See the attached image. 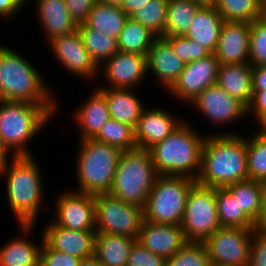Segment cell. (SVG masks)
<instances>
[{"mask_svg":"<svg viewBox=\"0 0 266 266\" xmlns=\"http://www.w3.org/2000/svg\"><path fill=\"white\" fill-rule=\"evenodd\" d=\"M168 0H151L129 17L148 28L157 37H164Z\"/></svg>","mask_w":266,"mask_h":266,"instance_id":"cell-37","label":"cell"},{"mask_svg":"<svg viewBox=\"0 0 266 266\" xmlns=\"http://www.w3.org/2000/svg\"><path fill=\"white\" fill-rule=\"evenodd\" d=\"M156 38L148 28L129 17L117 39L118 49L121 52L146 56Z\"/></svg>","mask_w":266,"mask_h":266,"instance_id":"cell-32","label":"cell"},{"mask_svg":"<svg viewBox=\"0 0 266 266\" xmlns=\"http://www.w3.org/2000/svg\"><path fill=\"white\" fill-rule=\"evenodd\" d=\"M98 72L105 76L108 87L99 88H123L135 89L147 76V59L145 55L131 54L118 51L105 60ZM102 68V69H100ZM146 75V76H145Z\"/></svg>","mask_w":266,"mask_h":266,"instance_id":"cell-14","label":"cell"},{"mask_svg":"<svg viewBox=\"0 0 266 266\" xmlns=\"http://www.w3.org/2000/svg\"><path fill=\"white\" fill-rule=\"evenodd\" d=\"M79 142L75 191L92 195L109 193L122 151L94 139Z\"/></svg>","mask_w":266,"mask_h":266,"instance_id":"cell-7","label":"cell"},{"mask_svg":"<svg viewBox=\"0 0 266 266\" xmlns=\"http://www.w3.org/2000/svg\"><path fill=\"white\" fill-rule=\"evenodd\" d=\"M9 149L5 146L4 142L0 138V168L6 165L10 160H8Z\"/></svg>","mask_w":266,"mask_h":266,"instance_id":"cell-50","label":"cell"},{"mask_svg":"<svg viewBox=\"0 0 266 266\" xmlns=\"http://www.w3.org/2000/svg\"><path fill=\"white\" fill-rule=\"evenodd\" d=\"M200 7L194 0H168L164 36H184Z\"/></svg>","mask_w":266,"mask_h":266,"instance_id":"cell-33","label":"cell"},{"mask_svg":"<svg viewBox=\"0 0 266 266\" xmlns=\"http://www.w3.org/2000/svg\"><path fill=\"white\" fill-rule=\"evenodd\" d=\"M263 16L266 18V8H264Z\"/></svg>","mask_w":266,"mask_h":266,"instance_id":"cell-57","label":"cell"},{"mask_svg":"<svg viewBox=\"0 0 266 266\" xmlns=\"http://www.w3.org/2000/svg\"><path fill=\"white\" fill-rule=\"evenodd\" d=\"M52 52L60 64L83 79H93L99 76L98 66L91 59L87 49L84 46L80 32L77 30L72 33L58 36L49 41Z\"/></svg>","mask_w":266,"mask_h":266,"instance_id":"cell-15","label":"cell"},{"mask_svg":"<svg viewBox=\"0 0 266 266\" xmlns=\"http://www.w3.org/2000/svg\"><path fill=\"white\" fill-rule=\"evenodd\" d=\"M6 176V195L18 225H35L44 198L42 175L34 156H12L0 168Z\"/></svg>","mask_w":266,"mask_h":266,"instance_id":"cell-2","label":"cell"},{"mask_svg":"<svg viewBox=\"0 0 266 266\" xmlns=\"http://www.w3.org/2000/svg\"><path fill=\"white\" fill-rule=\"evenodd\" d=\"M254 229L220 227L203 244L211 264L247 266Z\"/></svg>","mask_w":266,"mask_h":266,"instance_id":"cell-11","label":"cell"},{"mask_svg":"<svg viewBox=\"0 0 266 266\" xmlns=\"http://www.w3.org/2000/svg\"><path fill=\"white\" fill-rule=\"evenodd\" d=\"M150 1L151 0H123L120 7L128 16H130Z\"/></svg>","mask_w":266,"mask_h":266,"instance_id":"cell-49","label":"cell"},{"mask_svg":"<svg viewBox=\"0 0 266 266\" xmlns=\"http://www.w3.org/2000/svg\"><path fill=\"white\" fill-rule=\"evenodd\" d=\"M214 8L224 21L251 23L263 16L262 0H218Z\"/></svg>","mask_w":266,"mask_h":266,"instance_id":"cell-35","label":"cell"},{"mask_svg":"<svg viewBox=\"0 0 266 266\" xmlns=\"http://www.w3.org/2000/svg\"><path fill=\"white\" fill-rule=\"evenodd\" d=\"M79 266H103L94 256L87 258V259H83Z\"/></svg>","mask_w":266,"mask_h":266,"instance_id":"cell-53","label":"cell"},{"mask_svg":"<svg viewBox=\"0 0 266 266\" xmlns=\"http://www.w3.org/2000/svg\"><path fill=\"white\" fill-rule=\"evenodd\" d=\"M256 228L266 232V191L264 195L263 213L260 220L256 224Z\"/></svg>","mask_w":266,"mask_h":266,"instance_id":"cell-52","label":"cell"},{"mask_svg":"<svg viewBox=\"0 0 266 266\" xmlns=\"http://www.w3.org/2000/svg\"><path fill=\"white\" fill-rule=\"evenodd\" d=\"M136 239L123 235L96 233L94 257L103 266H127Z\"/></svg>","mask_w":266,"mask_h":266,"instance_id":"cell-28","label":"cell"},{"mask_svg":"<svg viewBox=\"0 0 266 266\" xmlns=\"http://www.w3.org/2000/svg\"><path fill=\"white\" fill-rule=\"evenodd\" d=\"M250 23L225 21L214 52L219 65L249 63Z\"/></svg>","mask_w":266,"mask_h":266,"instance_id":"cell-18","label":"cell"},{"mask_svg":"<svg viewBox=\"0 0 266 266\" xmlns=\"http://www.w3.org/2000/svg\"><path fill=\"white\" fill-rule=\"evenodd\" d=\"M93 139L118 148L122 152L137 149L134 129L130 125L113 119L106 121Z\"/></svg>","mask_w":266,"mask_h":266,"instance_id":"cell-36","label":"cell"},{"mask_svg":"<svg viewBox=\"0 0 266 266\" xmlns=\"http://www.w3.org/2000/svg\"><path fill=\"white\" fill-rule=\"evenodd\" d=\"M55 111L56 105L0 100V138L12 156H32L27 143L46 127Z\"/></svg>","mask_w":266,"mask_h":266,"instance_id":"cell-5","label":"cell"},{"mask_svg":"<svg viewBox=\"0 0 266 266\" xmlns=\"http://www.w3.org/2000/svg\"><path fill=\"white\" fill-rule=\"evenodd\" d=\"M47 85L25 57L0 45V100L57 105Z\"/></svg>","mask_w":266,"mask_h":266,"instance_id":"cell-3","label":"cell"},{"mask_svg":"<svg viewBox=\"0 0 266 266\" xmlns=\"http://www.w3.org/2000/svg\"><path fill=\"white\" fill-rule=\"evenodd\" d=\"M163 38L170 43L177 57L185 64L205 58L211 54L204 46L185 36H164Z\"/></svg>","mask_w":266,"mask_h":266,"instance_id":"cell-41","label":"cell"},{"mask_svg":"<svg viewBox=\"0 0 266 266\" xmlns=\"http://www.w3.org/2000/svg\"><path fill=\"white\" fill-rule=\"evenodd\" d=\"M167 259L152 253L137 240L133 243L127 266H166Z\"/></svg>","mask_w":266,"mask_h":266,"instance_id":"cell-42","label":"cell"},{"mask_svg":"<svg viewBox=\"0 0 266 266\" xmlns=\"http://www.w3.org/2000/svg\"><path fill=\"white\" fill-rule=\"evenodd\" d=\"M189 104L198 107L197 110L199 109L202 115L208 117L207 119L212 124H220L219 126L233 123L238 119L240 121L242 117L249 115L245 104L232 97L217 84L207 87Z\"/></svg>","mask_w":266,"mask_h":266,"instance_id":"cell-16","label":"cell"},{"mask_svg":"<svg viewBox=\"0 0 266 266\" xmlns=\"http://www.w3.org/2000/svg\"><path fill=\"white\" fill-rule=\"evenodd\" d=\"M216 207L221 227L254 229L256 224L240 210L226 187L215 188Z\"/></svg>","mask_w":266,"mask_h":266,"instance_id":"cell-31","label":"cell"},{"mask_svg":"<svg viewBox=\"0 0 266 266\" xmlns=\"http://www.w3.org/2000/svg\"><path fill=\"white\" fill-rule=\"evenodd\" d=\"M195 184L186 176H159L143 208L144 220L181 225L188 194Z\"/></svg>","mask_w":266,"mask_h":266,"instance_id":"cell-8","label":"cell"},{"mask_svg":"<svg viewBox=\"0 0 266 266\" xmlns=\"http://www.w3.org/2000/svg\"><path fill=\"white\" fill-rule=\"evenodd\" d=\"M158 177L149 150L137 148L122 152L108 194L144 208Z\"/></svg>","mask_w":266,"mask_h":266,"instance_id":"cell-6","label":"cell"},{"mask_svg":"<svg viewBox=\"0 0 266 266\" xmlns=\"http://www.w3.org/2000/svg\"><path fill=\"white\" fill-rule=\"evenodd\" d=\"M249 64L266 66V18L264 16L250 23Z\"/></svg>","mask_w":266,"mask_h":266,"instance_id":"cell-40","label":"cell"},{"mask_svg":"<svg viewBox=\"0 0 266 266\" xmlns=\"http://www.w3.org/2000/svg\"><path fill=\"white\" fill-rule=\"evenodd\" d=\"M70 16L77 24L84 23L97 0H64Z\"/></svg>","mask_w":266,"mask_h":266,"instance_id":"cell-45","label":"cell"},{"mask_svg":"<svg viewBox=\"0 0 266 266\" xmlns=\"http://www.w3.org/2000/svg\"><path fill=\"white\" fill-rule=\"evenodd\" d=\"M262 7L263 9L266 8V0H262Z\"/></svg>","mask_w":266,"mask_h":266,"instance_id":"cell-56","label":"cell"},{"mask_svg":"<svg viewBox=\"0 0 266 266\" xmlns=\"http://www.w3.org/2000/svg\"><path fill=\"white\" fill-rule=\"evenodd\" d=\"M256 120L259 122L258 125L261 127L255 134L266 139V112L261 114Z\"/></svg>","mask_w":266,"mask_h":266,"instance_id":"cell-51","label":"cell"},{"mask_svg":"<svg viewBox=\"0 0 266 266\" xmlns=\"http://www.w3.org/2000/svg\"><path fill=\"white\" fill-rule=\"evenodd\" d=\"M91 93L85 104H80L75 113L74 119L81 133L79 140L93 139L101 130V127L110 118L109 110L106 104L105 94L99 89Z\"/></svg>","mask_w":266,"mask_h":266,"instance_id":"cell-22","label":"cell"},{"mask_svg":"<svg viewBox=\"0 0 266 266\" xmlns=\"http://www.w3.org/2000/svg\"><path fill=\"white\" fill-rule=\"evenodd\" d=\"M34 226L20 225L22 236L12 238L0 248V266H39L43 235L41 245L32 243L25 237L30 235Z\"/></svg>","mask_w":266,"mask_h":266,"instance_id":"cell-26","label":"cell"},{"mask_svg":"<svg viewBox=\"0 0 266 266\" xmlns=\"http://www.w3.org/2000/svg\"><path fill=\"white\" fill-rule=\"evenodd\" d=\"M247 266H266V232L254 228Z\"/></svg>","mask_w":266,"mask_h":266,"instance_id":"cell-44","label":"cell"},{"mask_svg":"<svg viewBox=\"0 0 266 266\" xmlns=\"http://www.w3.org/2000/svg\"><path fill=\"white\" fill-rule=\"evenodd\" d=\"M224 22L214 7L201 6L195 12L189 30L184 36L204 46L211 53H214Z\"/></svg>","mask_w":266,"mask_h":266,"instance_id":"cell-25","label":"cell"},{"mask_svg":"<svg viewBox=\"0 0 266 266\" xmlns=\"http://www.w3.org/2000/svg\"><path fill=\"white\" fill-rule=\"evenodd\" d=\"M266 90V66H252V91Z\"/></svg>","mask_w":266,"mask_h":266,"instance_id":"cell-48","label":"cell"},{"mask_svg":"<svg viewBox=\"0 0 266 266\" xmlns=\"http://www.w3.org/2000/svg\"><path fill=\"white\" fill-rule=\"evenodd\" d=\"M55 202L53 222L56 225L70 230L96 231L94 195L70 190L60 194Z\"/></svg>","mask_w":266,"mask_h":266,"instance_id":"cell-12","label":"cell"},{"mask_svg":"<svg viewBox=\"0 0 266 266\" xmlns=\"http://www.w3.org/2000/svg\"><path fill=\"white\" fill-rule=\"evenodd\" d=\"M42 235L51 249L82 260L94 256L96 231L70 230L51 222Z\"/></svg>","mask_w":266,"mask_h":266,"instance_id":"cell-19","label":"cell"},{"mask_svg":"<svg viewBox=\"0 0 266 266\" xmlns=\"http://www.w3.org/2000/svg\"><path fill=\"white\" fill-rule=\"evenodd\" d=\"M128 18L129 16L121 9L120 5L97 1L84 24L95 31L118 39Z\"/></svg>","mask_w":266,"mask_h":266,"instance_id":"cell-30","label":"cell"},{"mask_svg":"<svg viewBox=\"0 0 266 266\" xmlns=\"http://www.w3.org/2000/svg\"><path fill=\"white\" fill-rule=\"evenodd\" d=\"M226 188L237 200L240 210L257 224L263 213L266 183L248 179L227 185Z\"/></svg>","mask_w":266,"mask_h":266,"instance_id":"cell-29","label":"cell"},{"mask_svg":"<svg viewBox=\"0 0 266 266\" xmlns=\"http://www.w3.org/2000/svg\"><path fill=\"white\" fill-rule=\"evenodd\" d=\"M147 71L155 74L159 83L169 90L179 78L185 63L177 57L170 43L163 37H157L147 55Z\"/></svg>","mask_w":266,"mask_h":266,"instance_id":"cell-21","label":"cell"},{"mask_svg":"<svg viewBox=\"0 0 266 266\" xmlns=\"http://www.w3.org/2000/svg\"><path fill=\"white\" fill-rule=\"evenodd\" d=\"M78 31L91 59L99 67L105 60L119 51L117 39L95 31L84 23L78 24Z\"/></svg>","mask_w":266,"mask_h":266,"instance_id":"cell-34","label":"cell"},{"mask_svg":"<svg viewBox=\"0 0 266 266\" xmlns=\"http://www.w3.org/2000/svg\"><path fill=\"white\" fill-rule=\"evenodd\" d=\"M81 261L82 259L51 249L42 242L39 266H79Z\"/></svg>","mask_w":266,"mask_h":266,"instance_id":"cell-43","label":"cell"},{"mask_svg":"<svg viewBox=\"0 0 266 266\" xmlns=\"http://www.w3.org/2000/svg\"><path fill=\"white\" fill-rule=\"evenodd\" d=\"M248 179L246 138L235 132L206 136L196 183L218 188Z\"/></svg>","mask_w":266,"mask_h":266,"instance_id":"cell-1","label":"cell"},{"mask_svg":"<svg viewBox=\"0 0 266 266\" xmlns=\"http://www.w3.org/2000/svg\"><path fill=\"white\" fill-rule=\"evenodd\" d=\"M39 22L48 39L77 30L78 24L70 16L64 0H36Z\"/></svg>","mask_w":266,"mask_h":266,"instance_id":"cell-23","label":"cell"},{"mask_svg":"<svg viewBox=\"0 0 266 266\" xmlns=\"http://www.w3.org/2000/svg\"><path fill=\"white\" fill-rule=\"evenodd\" d=\"M204 7H214L218 0H194Z\"/></svg>","mask_w":266,"mask_h":266,"instance_id":"cell-54","label":"cell"},{"mask_svg":"<svg viewBox=\"0 0 266 266\" xmlns=\"http://www.w3.org/2000/svg\"><path fill=\"white\" fill-rule=\"evenodd\" d=\"M104 94L110 118L130 125L133 129L137 126L143 102L131 89L99 88Z\"/></svg>","mask_w":266,"mask_h":266,"instance_id":"cell-24","label":"cell"},{"mask_svg":"<svg viewBox=\"0 0 266 266\" xmlns=\"http://www.w3.org/2000/svg\"><path fill=\"white\" fill-rule=\"evenodd\" d=\"M96 233L132 237L137 240L144 221L143 207L126 203L108 193L94 195Z\"/></svg>","mask_w":266,"mask_h":266,"instance_id":"cell-10","label":"cell"},{"mask_svg":"<svg viewBox=\"0 0 266 266\" xmlns=\"http://www.w3.org/2000/svg\"><path fill=\"white\" fill-rule=\"evenodd\" d=\"M246 138L249 179L266 183V139L256 135Z\"/></svg>","mask_w":266,"mask_h":266,"instance_id":"cell-38","label":"cell"},{"mask_svg":"<svg viewBox=\"0 0 266 266\" xmlns=\"http://www.w3.org/2000/svg\"><path fill=\"white\" fill-rule=\"evenodd\" d=\"M25 1L28 0H0V17L3 19L11 18L15 16L19 9H22L23 5L26 4Z\"/></svg>","mask_w":266,"mask_h":266,"instance_id":"cell-47","label":"cell"},{"mask_svg":"<svg viewBox=\"0 0 266 266\" xmlns=\"http://www.w3.org/2000/svg\"><path fill=\"white\" fill-rule=\"evenodd\" d=\"M137 241L152 253L166 259L173 256L188 241L181 225L143 221Z\"/></svg>","mask_w":266,"mask_h":266,"instance_id":"cell-20","label":"cell"},{"mask_svg":"<svg viewBox=\"0 0 266 266\" xmlns=\"http://www.w3.org/2000/svg\"><path fill=\"white\" fill-rule=\"evenodd\" d=\"M97 1L109 4H116V5H121V3L123 2V0H97Z\"/></svg>","mask_w":266,"mask_h":266,"instance_id":"cell-55","label":"cell"},{"mask_svg":"<svg viewBox=\"0 0 266 266\" xmlns=\"http://www.w3.org/2000/svg\"><path fill=\"white\" fill-rule=\"evenodd\" d=\"M206 136L200 135L185 121L164 140L148 150L159 176L197 178Z\"/></svg>","mask_w":266,"mask_h":266,"instance_id":"cell-4","label":"cell"},{"mask_svg":"<svg viewBox=\"0 0 266 266\" xmlns=\"http://www.w3.org/2000/svg\"><path fill=\"white\" fill-rule=\"evenodd\" d=\"M219 62L214 53L186 63L177 81L168 90L184 103L192 102L207 87L216 84Z\"/></svg>","mask_w":266,"mask_h":266,"instance_id":"cell-13","label":"cell"},{"mask_svg":"<svg viewBox=\"0 0 266 266\" xmlns=\"http://www.w3.org/2000/svg\"><path fill=\"white\" fill-rule=\"evenodd\" d=\"M216 84L248 106L253 95L252 66L249 63L219 65Z\"/></svg>","mask_w":266,"mask_h":266,"instance_id":"cell-27","label":"cell"},{"mask_svg":"<svg viewBox=\"0 0 266 266\" xmlns=\"http://www.w3.org/2000/svg\"><path fill=\"white\" fill-rule=\"evenodd\" d=\"M211 262L202 242H187L173 256L166 266H210Z\"/></svg>","mask_w":266,"mask_h":266,"instance_id":"cell-39","label":"cell"},{"mask_svg":"<svg viewBox=\"0 0 266 266\" xmlns=\"http://www.w3.org/2000/svg\"><path fill=\"white\" fill-rule=\"evenodd\" d=\"M221 227L215 188L195 184L187 197L181 228L188 242H204Z\"/></svg>","mask_w":266,"mask_h":266,"instance_id":"cell-9","label":"cell"},{"mask_svg":"<svg viewBox=\"0 0 266 266\" xmlns=\"http://www.w3.org/2000/svg\"><path fill=\"white\" fill-rule=\"evenodd\" d=\"M251 111L256 119L266 112V90L253 91L252 100L247 106V113H252Z\"/></svg>","mask_w":266,"mask_h":266,"instance_id":"cell-46","label":"cell"},{"mask_svg":"<svg viewBox=\"0 0 266 266\" xmlns=\"http://www.w3.org/2000/svg\"><path fill=\"white\" fill-rule=\"evenodd\" d=\"M162 108L143 109L134 128V139L137 148L148 150L172 134L183 123Z\"/></svg>","mask_w":266,"mask_h":266,"instance_id":"cell-17","label":"cell"}]
</instances>
